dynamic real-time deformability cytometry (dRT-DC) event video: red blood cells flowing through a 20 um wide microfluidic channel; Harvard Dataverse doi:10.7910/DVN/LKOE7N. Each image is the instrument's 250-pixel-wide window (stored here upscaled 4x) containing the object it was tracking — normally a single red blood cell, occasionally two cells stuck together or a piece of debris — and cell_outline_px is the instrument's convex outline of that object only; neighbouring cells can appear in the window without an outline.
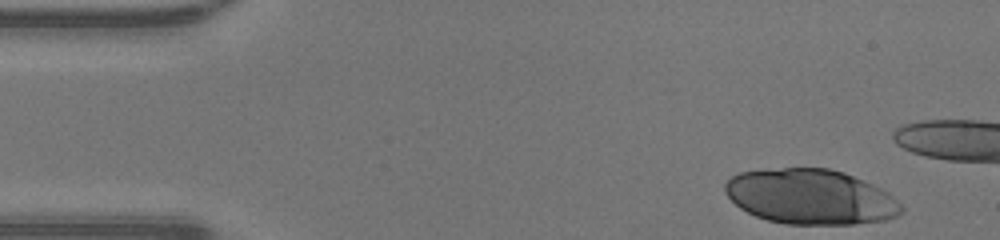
{"species": "human", "species_latin": "Homo sapiens", "temperature_condition": "warm", "stored_images_in_passage": 17, "camera_frame_rate_fps": 3000, "um_per_image_px": 0.085, "donor": {"sex": "male"}, "frame": {"image": 1, "passage_image": 1, "time_ms": 0.0, "image_size_px": [1000, 240], "cell_outline_px": [[904, 212], [896, 216], [884, 220], [852, 224], [784, 224], [768, 220], [756, 216], [740, 208], [724, 192], [724, 184], [732, 176], [740, 172], [784, 168], [828, 168], [844, 172], [864, 180], [888, 192], [904, 208]], "centroid_in_image_um": [68.9, 16.73], "position_along_channel_um": 16.1, "area_um2": 56.47}}